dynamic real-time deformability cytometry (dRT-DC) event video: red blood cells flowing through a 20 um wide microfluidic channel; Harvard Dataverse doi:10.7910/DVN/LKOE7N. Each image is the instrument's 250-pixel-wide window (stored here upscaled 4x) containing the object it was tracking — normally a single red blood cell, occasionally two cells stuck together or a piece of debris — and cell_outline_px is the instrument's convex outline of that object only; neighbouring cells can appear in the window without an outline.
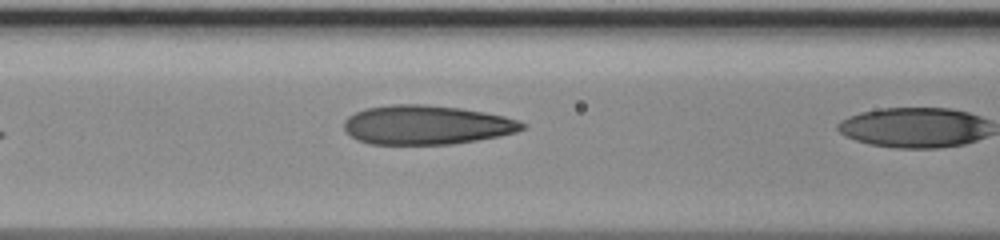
{"species": "human", "species_latin": "Homo sapiens", "temperature_condition": "room temperature", "stored_images_in_passage": 11, "camera_frame_rate_fps": 3000, "um_per_image_px": 0.085, "donor": {"sex": "male"}, "frame": {"image": 1, "passage_image": 10, "time_ms": 3.0, "image_size_px": [1000, 240], "cell_outline_px": [[524, 128], [516, 132], [500, 136], [452, 144], [368, 144], [356, 140], [344, 128], [344, 120], [348, 116], [364, 108], [392, 104], [424, 104], [460, 108], [484, 112], [504, 116], [516, 120], [524, 124]], "centroid_in_image_um": [36.21, 10.61], "position_along_channel_um": 130.4, "area_um2": 40.63}}